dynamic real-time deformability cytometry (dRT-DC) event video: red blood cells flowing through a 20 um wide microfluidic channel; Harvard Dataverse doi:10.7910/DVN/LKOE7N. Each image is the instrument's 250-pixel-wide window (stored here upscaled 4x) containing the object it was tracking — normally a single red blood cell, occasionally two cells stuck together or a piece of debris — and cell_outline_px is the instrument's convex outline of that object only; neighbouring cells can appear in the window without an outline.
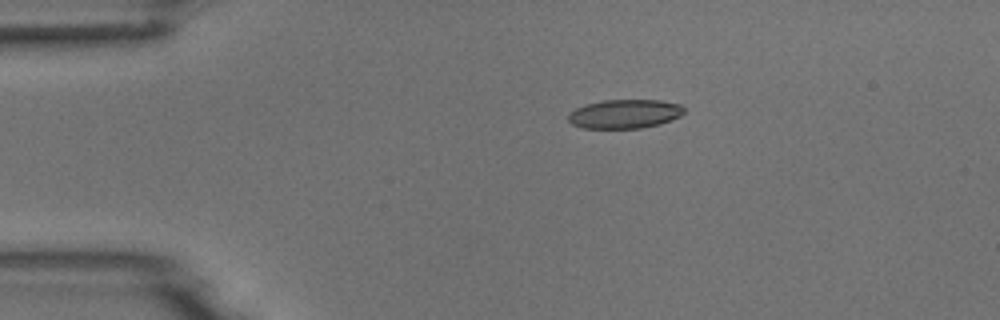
{"species": "common noctule bat (a hibernating species)", "species_latin": "Nyctalus noctula", "temperature_condition": "room temperature", "stored_images_in_passage": 3, "camera_frame_rate_fps": 3000, "um_per_image_px": 0.085, "animal": {"sex": "male", "body_mass_g": 18.8}, "frame": {"image": 1, "passage_image": 1, "time_ms": 0.0, "image_size_px": [1000, 320], "cell_outline_px": [[684, 112], [680, 116], [672, 120], [660, 124], [640, 128], [580, 128], [572, 124], [568, 120], [568, 112], [576, 108], [588, 104], [604, 100], [660, 100], [680, 104], [684, 108]], "centroid_in_image_um": [53.1, 9.68], "position_along_channel_um": 31.9, "area_um2": 19.59}}
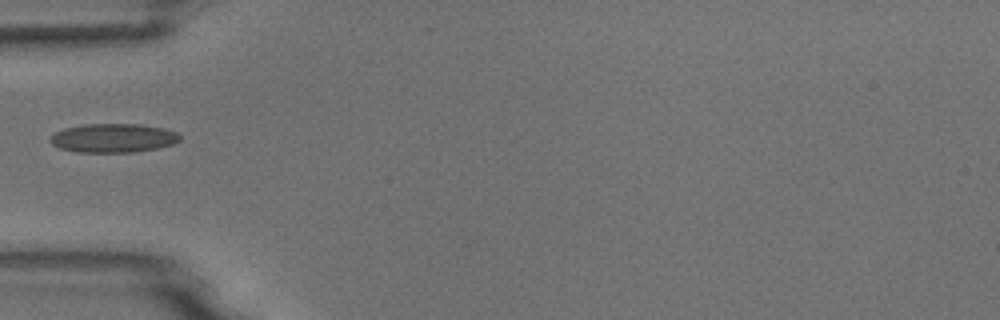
{"frame": {"image": 2, "passage_image": 3, "time_ms": 2.333, "image_size_px": [1000, 320], "cell_outline_px": [[180, 140], [172, 144], [156, 148], [132, 152], [76, 152], [60, 148], [52, 144], [48, 140], [56, 132], [64, 128], [84, 124], [140, 124], [164, 128], [176, 132], [180, 136]], "centroid_in_image_um": [9.61, 11.73], "position_along_channel_um": 75.4, "area_um2": 21.73}}